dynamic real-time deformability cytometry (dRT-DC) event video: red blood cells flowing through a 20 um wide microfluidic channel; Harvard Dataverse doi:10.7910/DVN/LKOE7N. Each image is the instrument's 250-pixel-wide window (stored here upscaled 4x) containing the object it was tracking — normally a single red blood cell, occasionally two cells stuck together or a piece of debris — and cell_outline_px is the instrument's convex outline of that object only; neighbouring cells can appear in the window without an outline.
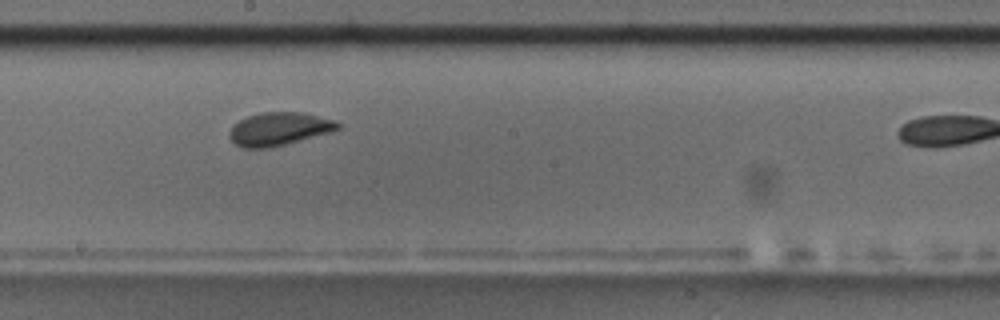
{"species": "common noctule bat (a hibernating species)", "species_latin": "Nyctalus noctula", "temperature_condition": "room temperature", "stored_images_in_passage": 7, "camera_frame_rate_fps": 3000, "um_per_image_px": 0.085, "animal": {"sex": "male", "body_mass_g": 17.5, "forearm_length_mm": 52.3}, "frame": {"image": 1, "passage_image": 6, "time_ms": 5.667, "image_size_px": [1000, 320], "cell_outline_px": [[340, 128], [332, 132], [268, 148], [244, 148], [236, 144], [228, 136], [228, 132], [240, 120], [248, 116], [260, 112], [300, 112], [336, 120], [340, 124]], "centroid_in_image_um": [23.73, 10.95], "position_along_channel_um": 224.5, "area_um2": 20.75}}